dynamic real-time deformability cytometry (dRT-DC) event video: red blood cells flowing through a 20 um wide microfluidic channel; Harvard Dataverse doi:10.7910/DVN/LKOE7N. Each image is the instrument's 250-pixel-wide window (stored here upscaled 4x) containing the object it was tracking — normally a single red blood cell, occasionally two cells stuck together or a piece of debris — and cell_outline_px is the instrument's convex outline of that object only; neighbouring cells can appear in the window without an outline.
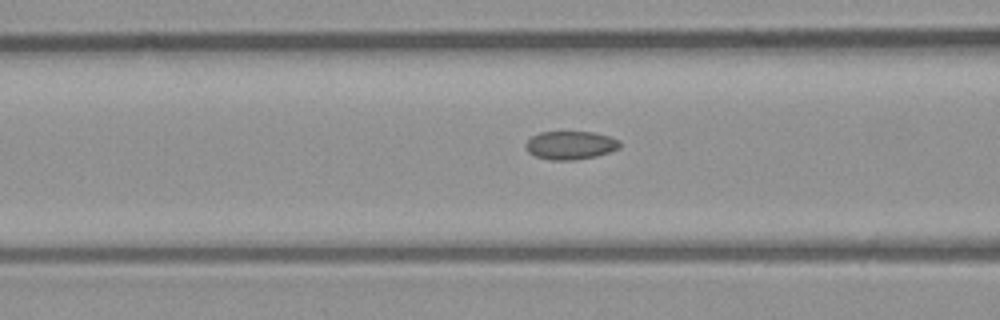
{"species": "common noctule bat (a hibernating species)", "species_latin": "Nyctalus noctula", "temperature_condition": "room temperature", "stored_images_in_passage": 16, "camera_frame_rate_fps": 3000, "um_per_image_px": 0.085, "animal": {"sex": "male", "body_mass_g": 23.1, "forearm_length_mm": 52.7}, "frame": {"image": 1, "passage_image": 14, "time_ms": 4.333, "image_size_px": [1000, 320], "cell_outline_px": [[620, 148], [596, 156], [572, 160], [552, 160], [536, 156], [528, 152], [524, 144], [532, 136], [540, 132], [592, 132], [608, 136], [620, 140]], "centroid_in_image_um": [48.48, 12.34], "position_along_channel_um": 118.1, "area_um2": 15.43}}